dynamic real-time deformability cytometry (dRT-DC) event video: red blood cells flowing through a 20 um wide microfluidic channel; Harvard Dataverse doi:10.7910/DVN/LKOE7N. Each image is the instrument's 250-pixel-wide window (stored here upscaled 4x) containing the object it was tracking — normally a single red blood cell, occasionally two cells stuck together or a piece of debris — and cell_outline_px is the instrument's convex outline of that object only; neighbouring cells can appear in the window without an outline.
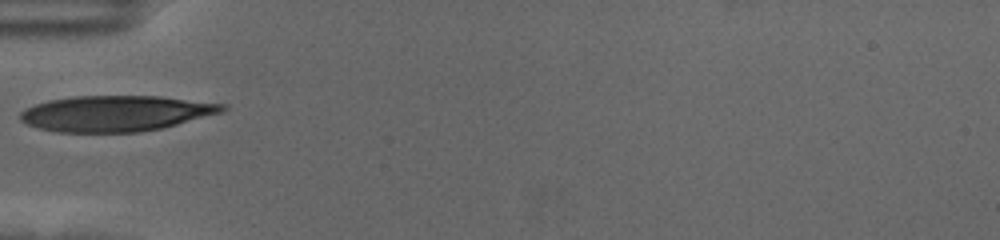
{"species": "human", "species_latin": "Homo sapiens", "temperature_condition": "cold", "stored_images_in_passage": 39, "camera_frame_rate_fps": 3000, "um_per_image_px": 0.085, "donor": {"sex": "female"}, "frame": {"image": 1, "passage_image": 1, "time_ms": 0.0, "image_size_px": [1000, 240], "cell_outline_px": [[228, 108], [220, 112], [176, 124], [160, 128], [136, 132], [56, 132], [40, 128], [28, 124], [20, 120], [20, 112], [24, 108], [48, 100], [76, 96], [160, 96], [228, 104]], "centroid_in_image_um": [9.82, 9.63], "position_along_channel_um": 75.2, "area_um2": 41.85}}
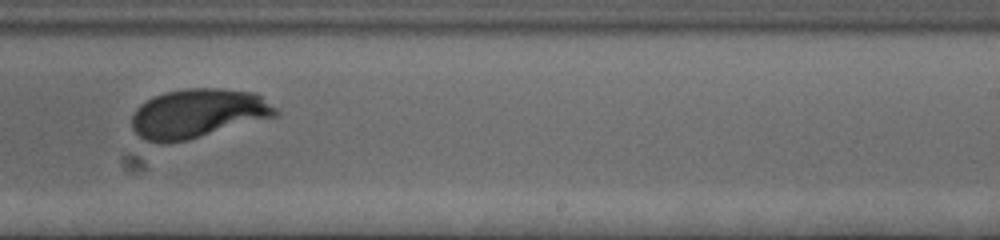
{"frame": {"image": 2, "passage_image": 18, "time_ms": 5.667, "image_size_px": [1000, 240], "cell_outline_px": [[280, 112], [276, 116], [200, 136], [184, 140], [164, 144], [160, 144], [144, 140], [136, 136], [132, 128], [132, 116], [136, 108], [140, 104], [164, 92], [184, 88], [220, 88], [256, 92], [276, 108]], "centroid_in_image_um": [16.79, 9.64], "position_along_channel_um": 272.2, "area_um2": 41.1}}
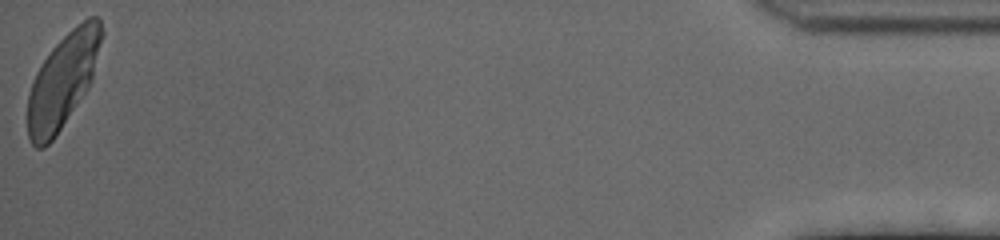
{"frame": {"image": 3, "passage_image": 39, "time_ms": 12.667, "image_size_px": [1000, 240], "cell_outline_px": [[104, 36], [92, 80], [52, 140], [44, 148], [36, 148], [32, 144], [28, 136], [28, 96], [32, 80], [36, 72], [52, 48], [76, 24], [88, 16], [96, 16], [100, 20], [104, 32]], "centroid_in_image_um": [5.36, 6.79], "position_along_channel_um": 429.8, "area_um2": 40.11}}